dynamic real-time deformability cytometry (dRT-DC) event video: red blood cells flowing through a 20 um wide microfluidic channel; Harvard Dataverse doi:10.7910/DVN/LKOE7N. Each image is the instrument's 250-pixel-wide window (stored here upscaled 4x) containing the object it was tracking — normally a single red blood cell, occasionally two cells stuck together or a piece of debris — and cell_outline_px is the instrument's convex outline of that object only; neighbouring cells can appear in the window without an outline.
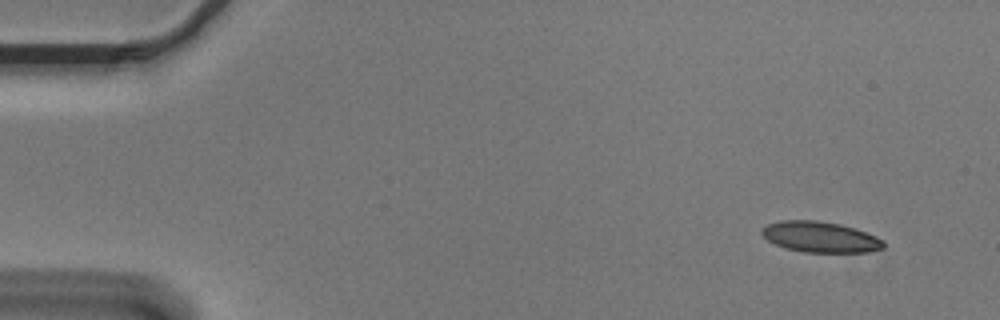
{"species": "Egyptian fruit bat (a non-hibernating species)", "species_latin": "Rousettus aegyptiacus", "temperature_condition": "cold", "stored_images_in_passage": 14, "camera_frame_rate_fps": 3000, "um_per_image_px": 0.085, "animal": {"sex": "male"}, "frame": {"image": 1, "passage_image": 1, "time_ms": 0.0, "image_size_px": [1000, 320], "cell_outline_px": [[884, 248], [868, 252], [804, 252], [784, 248], [768, 240], [760, 232], [760, 228], [768, 224], [780, 220], [816, 220], [840, 224], [856, 228], [876, 236], [884, 240]], "centroid_in_image_um": [69.72, 20.14], "position_along_channel_um": 15.3, "area_um2": 21.96}}
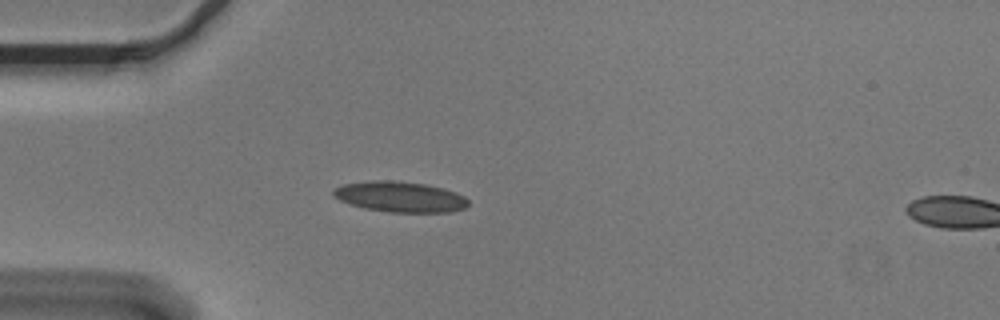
{"frame": {"image": 2, "passage_image": 12, "time_ms": 3.667, "image_size_px": [1000, 320], "cell_outline_px": [[468, 204], [464, 208], [452, 212], [388, 212], [364, 208], [348, 204], [332, 196], [332, 192], [336, 188], [344, 184], [368, 180], [392, 180], [428, 184], [444, 188], [456, 192], [464, 196], [468, 200]], "centroid_in_image_um": [34.0, 16.72], "position_along_channel_um": 51.0, "area_um2": 24.28}}